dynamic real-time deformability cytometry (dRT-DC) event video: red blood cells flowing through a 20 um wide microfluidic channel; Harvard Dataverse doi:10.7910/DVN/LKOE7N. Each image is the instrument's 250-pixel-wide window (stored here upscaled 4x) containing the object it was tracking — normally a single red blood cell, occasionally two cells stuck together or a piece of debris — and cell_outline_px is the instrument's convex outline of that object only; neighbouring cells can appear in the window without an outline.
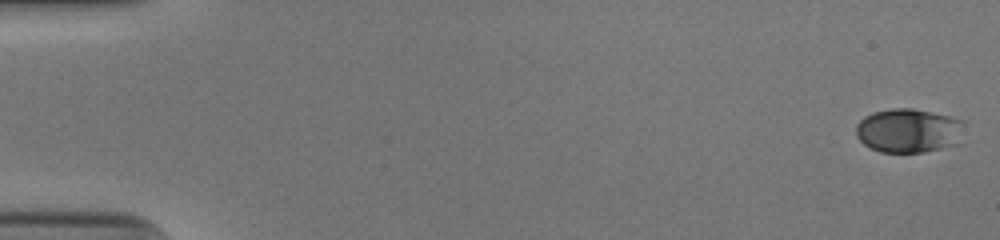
{"species": "human", "species_latin": "Homo sapiens", "temperature_condition": "cold", "stored_images_in_passage": 52, "camera_frame_rate_fps": 3000, "um_per_image_px": 0.085, "donor": {"sex": "male"}, "frame": {"image": 1, "passage_image": 1, "time_ms": 0.0, "image_size_px": [1000, 240], "cell_outline_px": [[964, 120], [956, 144], [924, 152], [880, 152], [864, 144], [856, 136], [856, 124], [864, 116], [872, 112], [892, 108], [912, 108], [932, 112]], "centroid_in_image_um": [77.17, 11.09], "position_along_channel_um": 7.8, "area_um2": 27.63}}
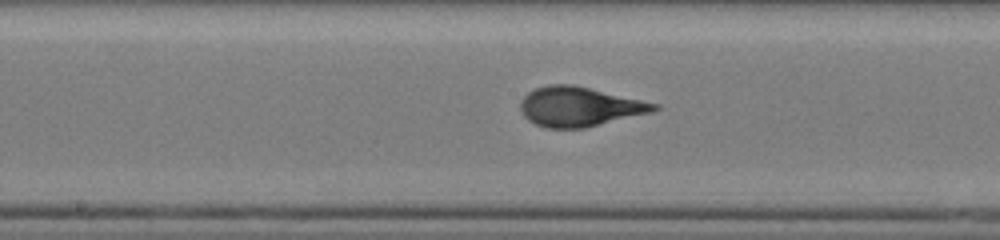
{"frame": {"image": 2, "passage_image": 28, "time_ms": 9.0, "image_size_px": [1000, 240], "cell_outline_px": [[660, 108], [652, 112], [584, 128], [544, 128], [528, 120], [524, 116], [520, 108], [520, 100], [528, 92], [536, 88], [548, 84], [568, 84], [588, 88], [660, 104]], "centroid_in_image_um": [49.23, 9.07], "position_along_channel_um": 199.0, "area_um2": 30.58}}
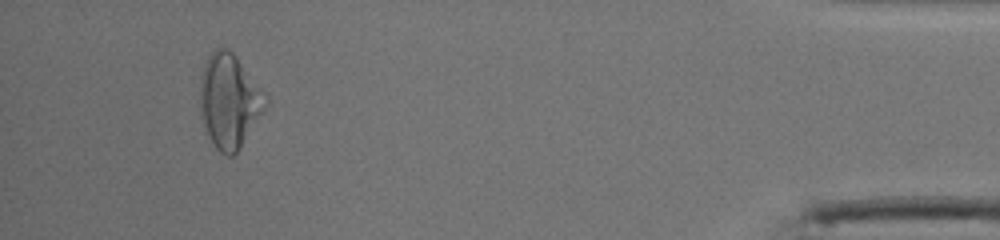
{"frame": {"image": 3, "passage_image": 49, "time_ms": 16.0, "image_size_px": [1000, 240], "cell_outline_px": [[268, 100], [264, 108], [240, 148], [232, 156], [228, 156], [220, 152], [216, 148], [204, 124], [200, 108], [200, 76], [204, 64], [208, 56], [216, 48], [228, 48], [236, 56]], "centroid_in_image_um": [19.45, 8.56], "position_along_channel_um": 415.8, "area_um2": 34.91}, "authors_computed_cell_mechanics": {"area_um2": 30.1716, "velocity_mm_per_s": 3.9959, "shape_relaxation_time_tau1_ms": 5.2062, "shape_relaxation_time_tau2_ms": null, "deformation_change_tau1": 0.186, "deformation_change_tau2": null}}